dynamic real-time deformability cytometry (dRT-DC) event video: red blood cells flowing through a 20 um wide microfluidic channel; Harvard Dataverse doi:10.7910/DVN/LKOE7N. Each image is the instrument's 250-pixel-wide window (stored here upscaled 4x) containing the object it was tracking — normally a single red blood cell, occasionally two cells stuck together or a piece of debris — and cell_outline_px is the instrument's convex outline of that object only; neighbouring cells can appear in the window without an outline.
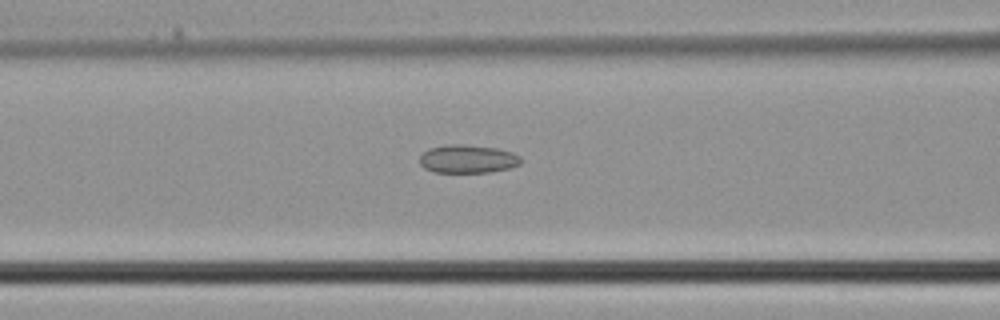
{"species": "common noctule bat (a hibernating species)", "species_latin": "Nyctalus noctula", "temperature_condition": "cold", "stored_images_in_passage": 32, "camera_frame_rate_fps": 3000, "um_per_image_px": 0.085, "animal": {"sex": "male", "body_mass_g": 21.5, "forearm_length_mm": 52.0}, "frame": {"image": 1, "passage_image": 16, "time_ms": 5.0, "image_size_px": [1000, 320], "cell_outline_px": [[520, 164], [508, 168], [488, 172], [432, 172], [424, 168], [420, 164], [420, 156], [428, 148], [448, 144], [464, 144], [496, 148], [512, 152], [520, 156]], "centroid_in_image_um": [39.72, 13.5], "position_along_channel_um": 126.9, "area_um2": 16.65}}
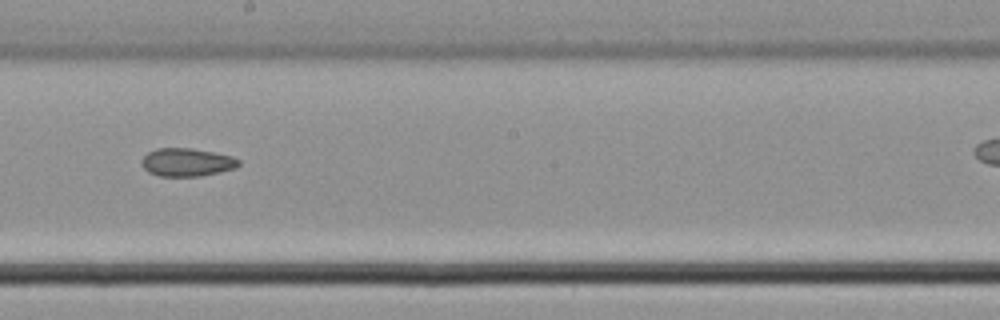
{"frame": {"image": 2, "passage_image": 22, "time_ms": 7.0, "image_size_px": [1000, 320], "cell_outline_px": [[240, 164], [236, 168], [220, 172], [200, 176], [160, 176], [148, 172], [140, 164], [140, 160], [148, 152], [156, 148], [192, 148], [216, 152], [232, 156], [240, 160]], "centroid_in_image_um": [15.88, 13.78], "position_along_channel_um": 232.3, "area_um2": 16.13}}
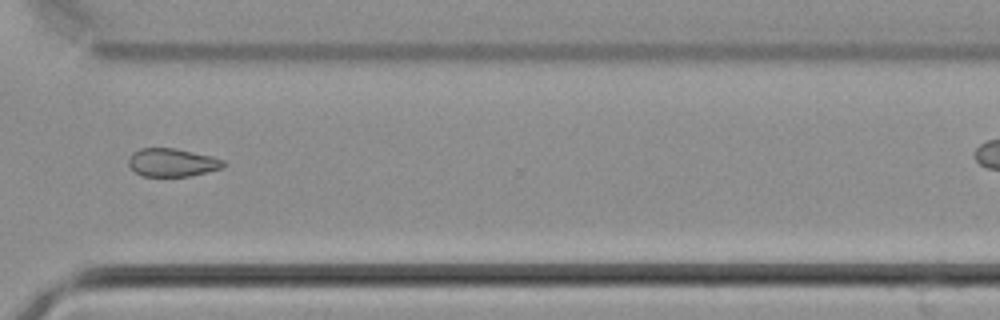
{"frame": {"image": 3, "passage_image": 29, "time_ms": 9.333, "image_size_px": [1000, 320], "cell_outline_px": [[228, 164], [224, 168], [188, 176], [144, 176], [136, 172], [128, 164], [128, 160], [132, 152], [140, 148], [176, 148], [212, 156], [224, 160]], "centroid_in_image_um": [14.67, 13.8], "position_along_channel_um": 355.9, "area_um2": 15.66}}